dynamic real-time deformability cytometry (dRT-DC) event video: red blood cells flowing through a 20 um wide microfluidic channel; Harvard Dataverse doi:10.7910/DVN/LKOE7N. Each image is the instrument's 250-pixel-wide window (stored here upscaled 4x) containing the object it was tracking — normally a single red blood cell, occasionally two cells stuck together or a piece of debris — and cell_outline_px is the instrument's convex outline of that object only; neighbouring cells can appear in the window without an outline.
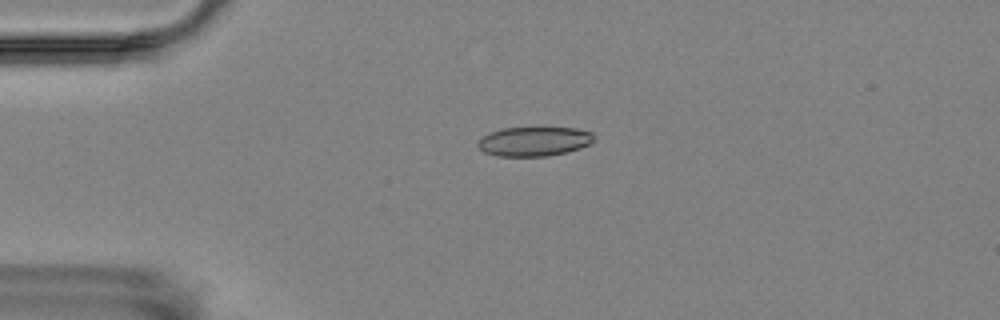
{"species": "Egyptian fruit bat (a non-hibernating species)", "species_latin": "Rousettus aegyptiacus", "temperature_condition": "room temperature", "stored_images_in_passage": 5, "camera_frame_rate_fps": 3000, "um_per_image_px": 0.085, "animal": {"sex": "female"}, "frame": {"image": 1, "passage_image": 4, "time_ms": 3.667, "image_size_px": [1000, 320], "cell_outline_px": [[596, 140], [580, 148], [548, 156], [496, 156], [484, 152], [476, 144], [484, 136], [492, 132], [504, 128], [576, 128], [592, 132], [596, 136]], "centroid_in_image_um": [45.44, 12.02], "position_along_channel_um": 39.6, "area_um2": 19.71}}